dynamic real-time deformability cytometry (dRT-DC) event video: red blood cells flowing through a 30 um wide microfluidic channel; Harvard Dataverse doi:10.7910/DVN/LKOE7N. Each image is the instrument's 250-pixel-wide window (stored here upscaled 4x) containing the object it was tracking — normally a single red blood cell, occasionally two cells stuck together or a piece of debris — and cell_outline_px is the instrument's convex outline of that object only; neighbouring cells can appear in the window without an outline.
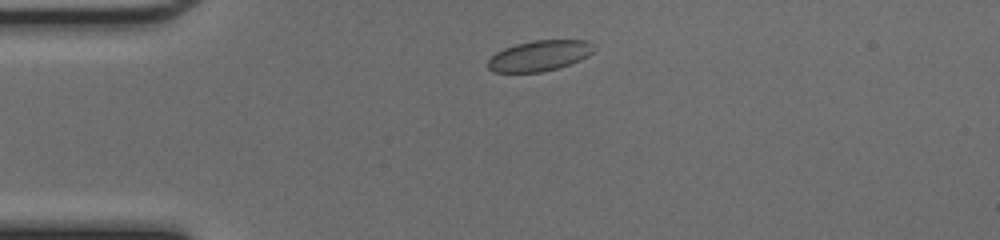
{"species": "common noctule bat (a hibernating species)", "species_latin": "Nyctalus noctula", "temperature_condition": "cold", "stored_images_in_passage": 38, "camera_frame_rate_fps": 3000, "um_per_image_px": 0.085, "animal": {"sex": "female", "body_mass_g": 17.0, "forearm_length_mm": 48.0}, "frame": {"image": 1, "passage_image": 1, "time_ms": 0.0, "image_size_px": [1000, 240], "cell_outline_px": [[592, 52], [588, 56], [580, 60], [556, 68], [540, 72], [492, 72], [488, 68], [488, 60], [496, 52], [504, 48], [516, 44], [532, 40], [588, 40], [592, 44]], "centroid_in_image_um": [45.82, 4.73], "position_along_channel_um": 39.2, "area_um2": 18.73}}
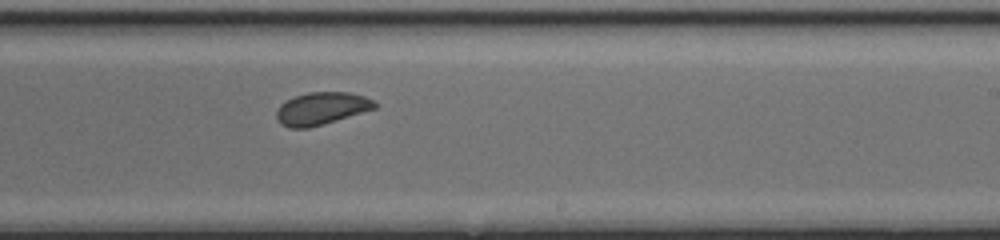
{"frame": {"image": 2, "passage_image": 19, "time_ms": 6.0, "image_size_px": [1000, 240], "cell_outline_px": [[376, 108], [324, 124], [308, 128], [288, 128], [280, 124], [276, 120], [276, 112], [280, 104], [296, 96], [308, 92], [348, 92], [364, 96], [372, 100], [376, 104]], "centroid_in_image_um": [27.29, 9.23], "position_along_channel_um": 261.7, "area_um2": 18.55}}
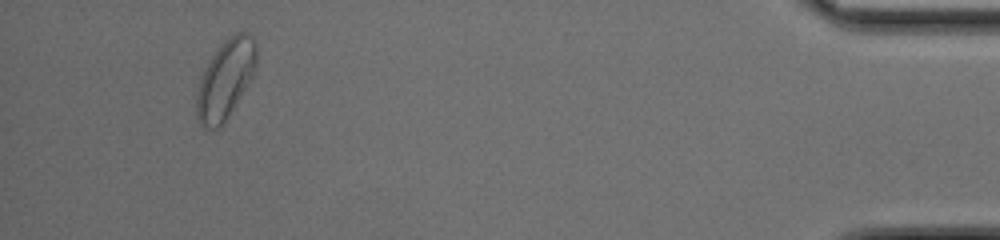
{"frame": {"image": 3, "passage_image": 35, "time_ms": 11.333, "image_size_px": [1000, 240], "cell_outline_px": [[256, 64], [252, 80], [228, 116], [216, 128], [204, 128], [200, 124], [196, 116], [196, 96], [200, 80], [212, 56], [224, 40], [228, 36], [236, 32], [244, 32], [252, 36], [256, 40]], "centroid_in_image_um": [19.19, 6.72], "position_along_channel_um": 416.0, "area_um2": 27.28}, "authors_computed_cell_mechanics": {"area_um2": 18.785, "velocity_mm_per_s": 4.2299, "shape_relaxation_time_tau1_ms": 2.8372, "shape_relaxation_time_tau2_ms": null, "deformation_change_tau1": 0.0677, "deformation_change_tau2": null}}